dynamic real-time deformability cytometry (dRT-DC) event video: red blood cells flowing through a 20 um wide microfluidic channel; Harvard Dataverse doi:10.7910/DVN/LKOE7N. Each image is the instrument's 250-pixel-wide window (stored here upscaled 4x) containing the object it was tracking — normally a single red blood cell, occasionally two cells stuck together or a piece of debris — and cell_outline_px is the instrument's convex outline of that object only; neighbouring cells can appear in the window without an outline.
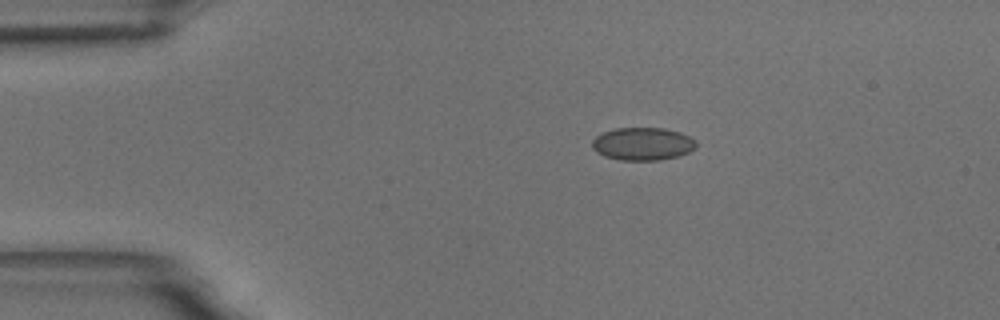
{"species": "common noctule bat (a hibernating species)", "species_latin": "Nyctalus noctula", "temperature_condition": "room temperature", "stored_images_in_passage": 46, "camera_frame_rate_fps": 3000, "um_per_image_px": 0.085, "animal": {"sex": "male", "body_mass_g": 18.8}, "frame": {"image": 1, "passage_image": 1, "time_ms": 0.0, "image_size_px": [1000, 320], "cell_outline_px": [[696, 144], [688, 152], [680, 156], [660, 160], [620, 160], [604, 156], [596, 152], [592, 148], [592, 140], [596, 136], [604, 132], [616, 128], [664, 128], [680, 132], [696, 140]], "centroid_in_image_um": [54.61, 12.23], "position_along_channel_um": 30.4, "area_um2": 19.88}}
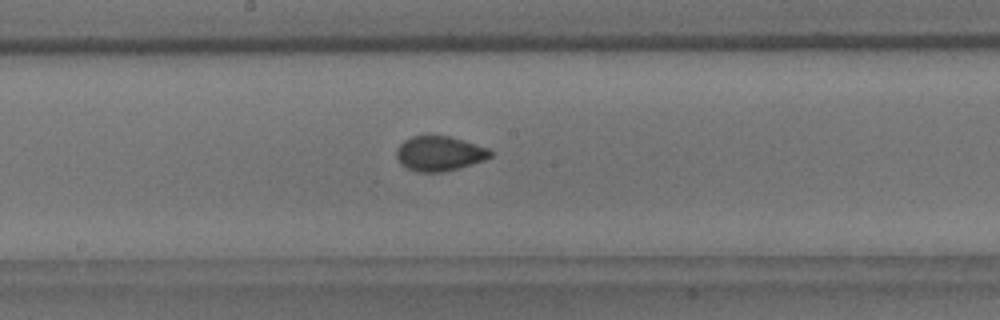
{"frame": {"image": 2, "passage_image": 20, "time_ms": 6.333, "image_size_px": [1000, 320], "cell_outline_px": [[492, 156], [484, 160], [472, 164], [444, 172], [416, 172], [408, 168], [396, 156], [396, 148], [404, 140], [412, 136], [448, 136], [488, 148], [492, 152]], "centroid_in_image_um": [37.35, 13.05], "position_along_channel_um": 210.9, "area_um2": 18.79}}
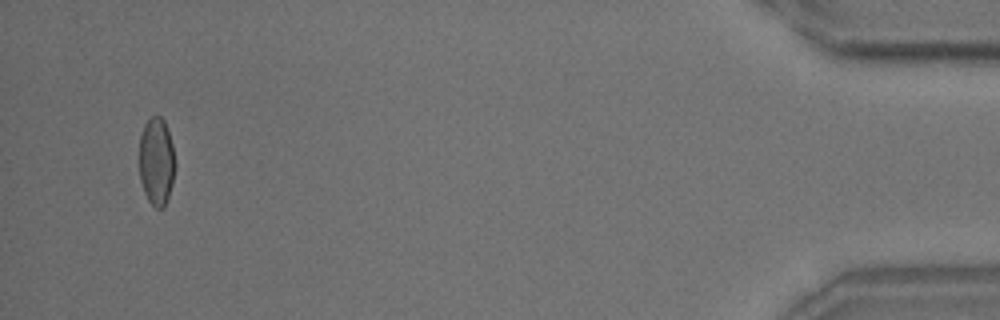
{"frame": {"image": 3, "passage_image": 44, "time_ms": 14.333, "image_size_px": [1000, 320], "cell_outline_px": [[176, 164], [172, 184], [164, 208], [156, 208], [148, 200], [144, 192], [140, 180], [140, 136], [144, 124], [152, 116], [160, 116], [164, 120], [172, 144]], "centroid_in_image_um": [13.31, 13.73], "position_along_channel_um": 421.9, "area_um2": 18.32}, "authors_computed_cell_mechanics": {"area_um2": 18.7561, "velocity_mm_per_s": 3.6268, "shape_relaxation_time_tau1_ms": 8.3074, "shape_relaxation_time_tau2_ms": 0.9531, "deformation_change_tau1": 0.1209, "deformation_change_tau2": 0.0406}}